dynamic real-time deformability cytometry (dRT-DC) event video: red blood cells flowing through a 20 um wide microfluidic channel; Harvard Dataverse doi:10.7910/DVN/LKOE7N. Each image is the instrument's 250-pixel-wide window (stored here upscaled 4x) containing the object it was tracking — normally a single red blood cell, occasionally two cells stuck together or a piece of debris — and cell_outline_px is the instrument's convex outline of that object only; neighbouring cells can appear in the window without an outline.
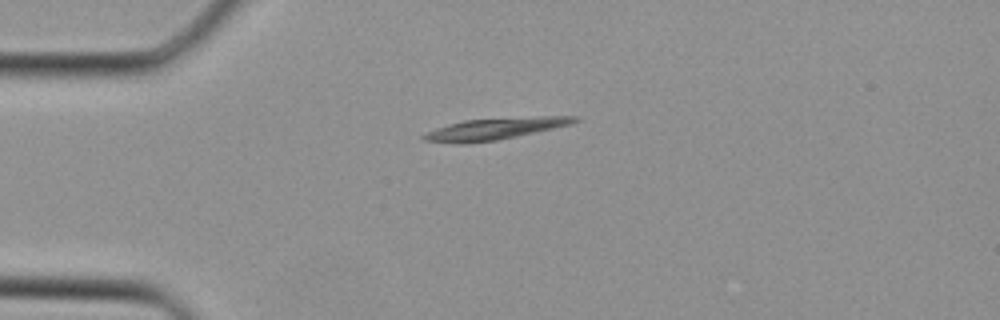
{"species": "Egyptian fruit bat (a non-hibernating species)", "species_latin": "Rousettus aegyptiacus", "temperature_condition": "cold", "stored_images_in_passage": 29, "camera_frame_rate_fps": 3000, "um_per_image_px": 0.085, "animal": {"sex": "female"}, "frame": {"image": 1, "passage_image": 1, "time_ms": 0.0, "image_size_px": [1000, 320], "cell_outline_px": [[580, 120], [572, 124], [516, 136], [496, 140], [464, 144], [456, 144], [424, 140], [420, 136], [436, 128], [448, 124], [464, 120], [540, 116], [580, 116]], "centroid_in_image_um": [42.07, 10.94], "position_along_channel_um": 42.9, "area_um2": 18.96}}
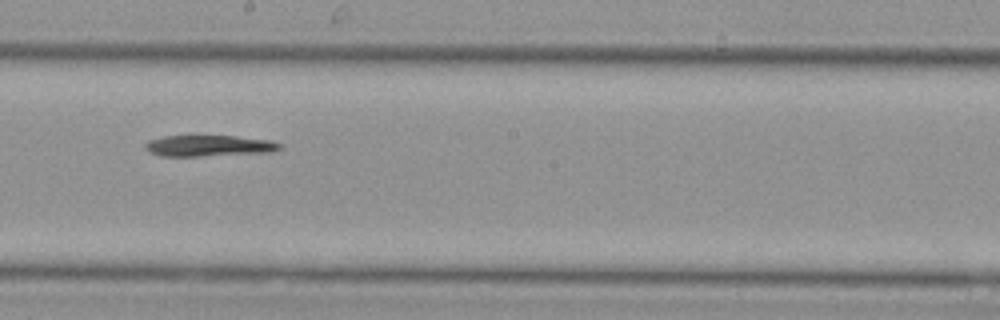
{"frame": {"image": 2, "passage_image": 13, "time_ms": 4.0, "image_size_px": [1000, 320], "cell_outline_px": [[280, 148], [272, 152], [200, 156], [160, 156], [148, 152], [144, 148], [144, 144], [148, 140], [164, 136], [236, 136], [272, 140], [280, 144]], "centroid_in_image_um": [17.71, 12.39], "position_along_channel_um": 230.5, "area_um2": 16.65}}
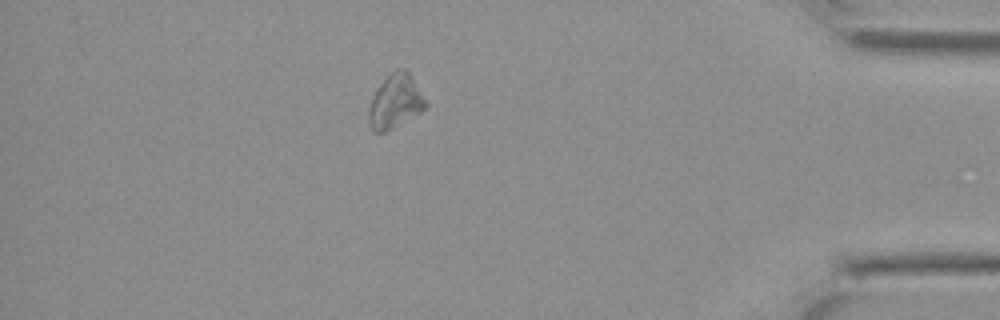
{"frame": {"image": 3, "passage_image": 25, "time_ms": 8.0, "image_size_px": [1000, 320], "cell_outline_px": [[428, 104], [420, 112], [384, 132], [372, 132], [368, 120], [368, 108], [372, 96], [376, 88], [396, 68], [404, 68], [408, 72], [428, 100]], "centroid_in_image_um": [33.59, 8.61], "position_along_channel_um": 401.6, "area_um2": 17.8}}